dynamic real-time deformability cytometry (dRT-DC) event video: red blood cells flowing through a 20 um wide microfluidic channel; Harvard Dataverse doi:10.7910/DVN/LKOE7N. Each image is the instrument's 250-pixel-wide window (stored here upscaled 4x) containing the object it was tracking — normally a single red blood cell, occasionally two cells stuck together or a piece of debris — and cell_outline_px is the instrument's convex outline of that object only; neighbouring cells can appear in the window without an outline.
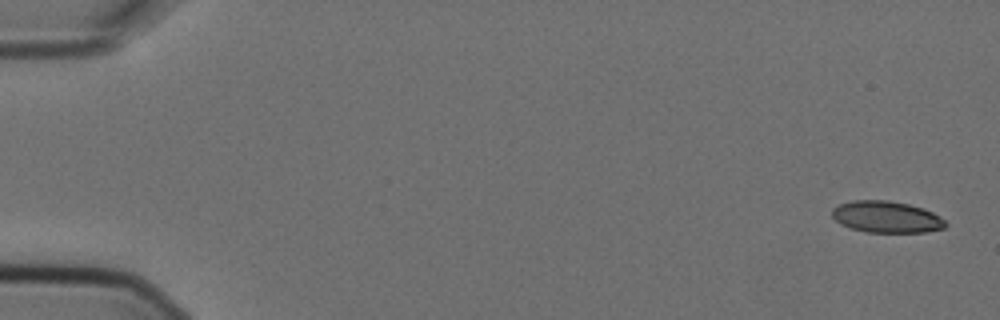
{"species": "Egyptian fruit bat (a non-hibernating species)", "species_latin": "Rousettus aegyptiacus", "temperature_condition": "cold", "stored_images_in_passage": 5, "camera_frame_rate_fps": 3000, "um_per_image_px": 0.085, "animal": {"sex": "female"}, "frame": {"image": 1, "passage_image": 1, "time_ms": 0.0, "image_size_px": [1000, 320], "cell_outline_px": [[948, 224], [944, 228], [924, 232], [868, 232], [848, 228], [840, 224], [832, 216], [832, 208], [840, 204], [852, 200], [888, 200], [908, 204], [924, 208], [940, 216]], "centroid_in_image_um": [75.34, 18.44], "position_along_channel_um": 9.7, "area_um2": 20.98}}
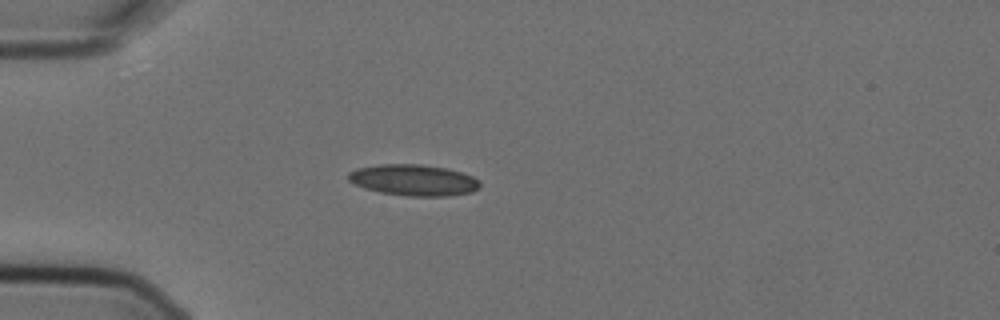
{"frame": {"image": 2, "passage_image": 4, "time_ms": 1.0, "image_size_px": [1000, 320], "cell_outline_px": [[480, 188], [472, 192], [448, 196], [408, 196], [380, 192], [364, 188], [348, 180], [348, 172], [356, 168], [380, 164], [420, 164], [444, 168], [460, 172], [472, 176], [480, 180]], "centroid_in_image_um": [35.16, 15.31], "position_along_channel_um": 49.8, "area_um2": 23.93}}